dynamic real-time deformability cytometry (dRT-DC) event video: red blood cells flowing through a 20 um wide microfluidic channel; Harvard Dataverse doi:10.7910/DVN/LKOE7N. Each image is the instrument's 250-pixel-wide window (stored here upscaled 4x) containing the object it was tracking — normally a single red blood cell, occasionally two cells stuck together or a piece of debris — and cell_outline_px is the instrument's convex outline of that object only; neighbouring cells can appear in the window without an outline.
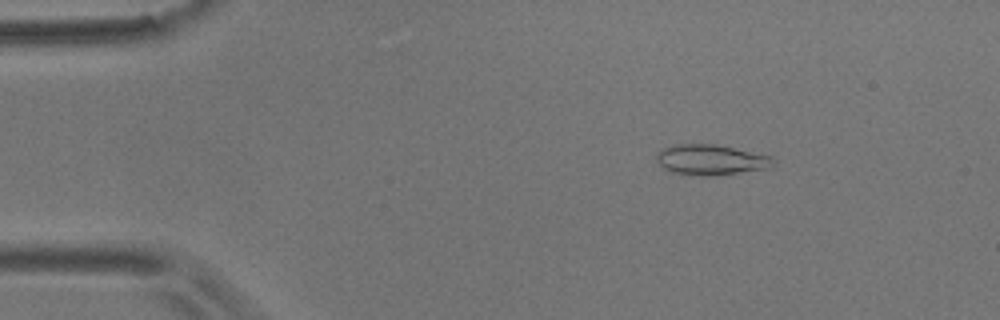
{"species": "common noctule bat (a hibernating species)", "species_latin": "Nyctalus noctula", "temperature_condition": "room temperature", "stored_images_in_passage": 56, "camera_frame_rate_fps": 3000, "um_per_image_px": 0.085, "animal": {"sex": "male", "body_mass_g": 17.9}, "frame": {"image": 1, "passage_image": 8, "time_ms": 2.333, "image_size_px": [1000, 320], "cell_outline_px": [[776, 164], [772, 168], [716, 176], [700, 176], [668, 172], [660, 168], [656, 160], [656, 152], [664, 148], [676, 144], [716, 144], [772, 156], [776, 160]], "centroid_in_image_um": [60.43, 13.6], "position_along_channel_um": 24.6, "area_um2": 21.33}}
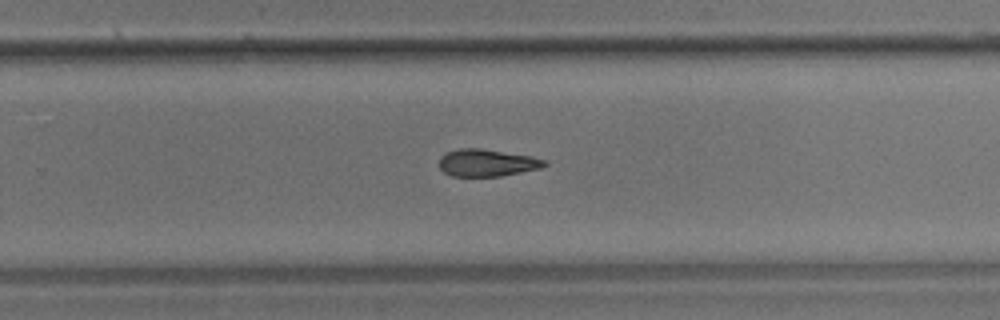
{"frame": {"image": 2, "passage_image": 36, "time_ms": 11.667, "image_size_px": [1000, 320], "cell_outline_px": [[548, 164], [540, 168], [500, 176], [452, 176], [444, 172], [440, 168], [440, 156], [448, 152], [460, 148], [480, 148], [532, 156], [548, 160]], "centroid_in_image_um": [41.42, 13.83], "position_along_channel_um": 288.4, "area_um2": 16.65}}
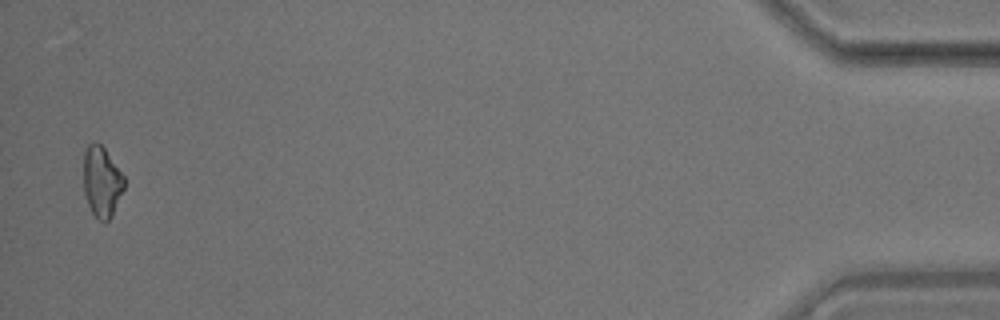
{"frame": {"image": 3, "passage_image": 55, "time_ms": 18.0, "image_size_px": [1000, 320], "cell_outline_px": [[124, 188], [112, 216], [104, 224], [92, 212], [88, 204], [84, 192], [84, 152], [88, 144], [100, 144], [104, 148], [124, 176]], "centroid_in_image_um": [8.65, 15.47], "position_along_channel_um": 426.5, "area_um2": 16.47}, "authors_computed_cell_mechanics": {"area_um2": 17.5134, "velocity_mm_per_s": 3.5527, "shape_relaxation_time_tau1_ms": 8.6594, "shape_relaxation_time_tau2_ms": null, "deformation_change_tau1": 0.1659, "deformation_change_tau2": null}}